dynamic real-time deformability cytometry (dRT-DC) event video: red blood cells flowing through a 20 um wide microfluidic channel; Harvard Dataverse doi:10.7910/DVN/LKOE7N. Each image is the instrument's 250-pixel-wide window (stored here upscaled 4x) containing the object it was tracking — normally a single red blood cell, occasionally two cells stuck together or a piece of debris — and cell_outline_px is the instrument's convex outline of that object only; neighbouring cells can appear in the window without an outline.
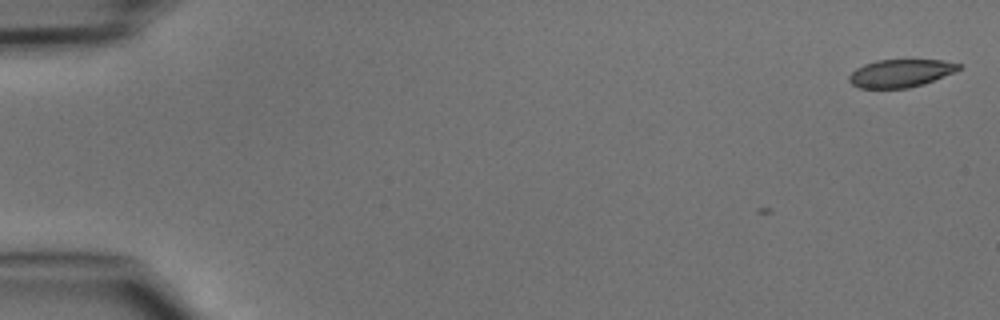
{"species": "common noctule bat (a hibernating species)", "species_latin": "Nyctalus noctula", "temperature_condition": "cold", "stored_images_in_passage": 7, "camera_frame_rate_fps": 3000, "um_per_image_px": 0.085, "animal": {"sex": "male", "body_mass_g": 15.6}, "frame": {"image": 1, "passage_image": 1, "time_ms": 0.0, "image_size_px": [1000, 320], "cell_outline_px": [[964, 64], [960, 68], [952, 72], [924, 84], [908, 88], [860, 88], [852, 84], [848, 80], [848, 76], [856, 68], [864, 64], [876, 60], [944, 60]], "centroid_in_image_um": [76.53, 6.22], "position_along_channel_um": 8.5, "area_um2": 17.74}}